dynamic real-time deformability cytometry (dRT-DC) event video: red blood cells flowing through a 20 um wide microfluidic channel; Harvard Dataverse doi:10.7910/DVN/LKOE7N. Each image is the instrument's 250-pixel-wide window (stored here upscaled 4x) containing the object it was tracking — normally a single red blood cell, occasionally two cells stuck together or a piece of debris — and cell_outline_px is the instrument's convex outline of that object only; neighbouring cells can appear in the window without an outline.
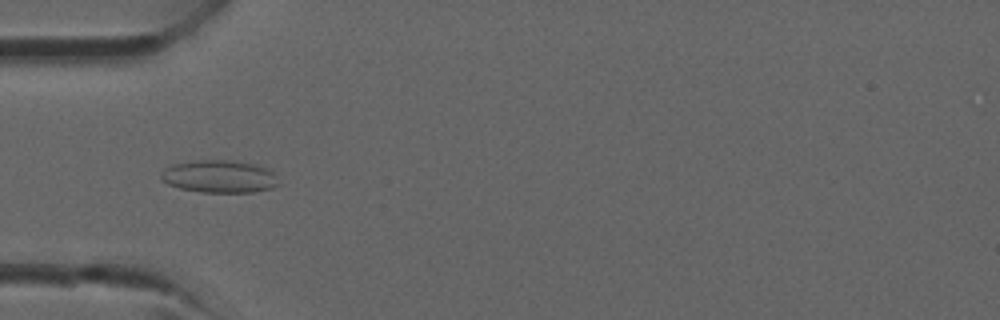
{"species": "common noctule bat (a hibernating species)", "species_latin": "Nyctalus noctula", "temperature_condition": "room temperature", "stored_images_in_passage": 21, "camera_frame_rate_fps": 3000, "um_per_image_px": 0.085, "animal": {"sex": "male", "forearm_length_mm": 52.5}, "frame": {"image": 1, "passage_image": 3, "time_ms": 0.667, "image_size_px": [1000, 320], "cell_outline_px": [[280, 184], [272, 188], [252, 192], [204, 192], [180, 188], [168, 184], [160, 180], [160, 172], [164, 168], [172, 164], [196, 160], [228, 160], [252, 164], [264, 168], [272, 172]], "centroid_in_image_um": [18.58, 15.0], "position_along_channel_um": 66.4, "area_um2": 22.2}}
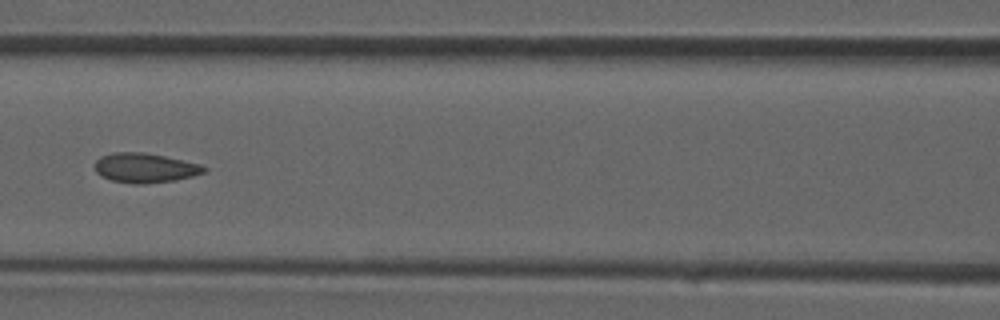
{"frame": {"image": 2, "passage_image": 8, "time_ms": 2.333, "image_size_px": [1000, 320], "cell_outline_px": [[208, 168], [204, 172], [192, 176], [176, 180], [144, 184], [132, 184], [112, 180], [100, 176], [96, 172], [96, 160], [100, 156], [112, 152], [144, 152], [164, 156], [200, 164]], "centroid_in_image_um": [12.31, 14.27], "position_along_channel_um": 154.3, "area_um2": 18.84}}
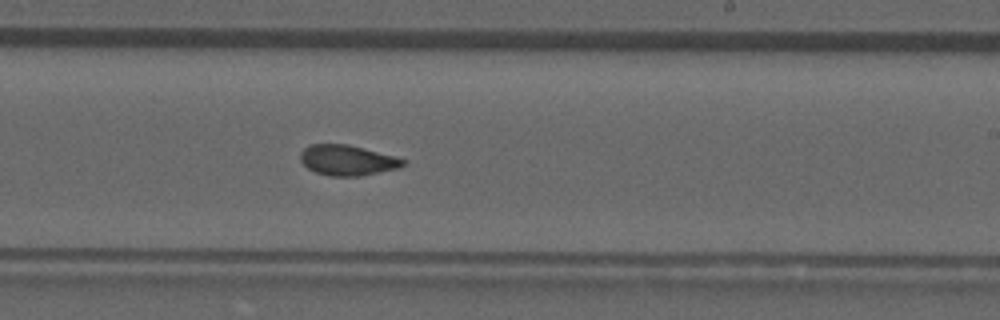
{"frame": {"image": 3, "passage_image": 14, "time_ms": 4.333, "image_size_px": [1000, 320], "cell_outline_px": [[408, 164], [400, 168], [360, 176], [332, 176], [316, 172], [308, 168], [300, 160], [300, 152], [304, 148], [312, 144], [348, 144], [396, 156], [408, 160]], "centroid_in_image_um": [29.59, 13.62], "position_along_channel_um": 259.4, "area_um2": 18.38}}